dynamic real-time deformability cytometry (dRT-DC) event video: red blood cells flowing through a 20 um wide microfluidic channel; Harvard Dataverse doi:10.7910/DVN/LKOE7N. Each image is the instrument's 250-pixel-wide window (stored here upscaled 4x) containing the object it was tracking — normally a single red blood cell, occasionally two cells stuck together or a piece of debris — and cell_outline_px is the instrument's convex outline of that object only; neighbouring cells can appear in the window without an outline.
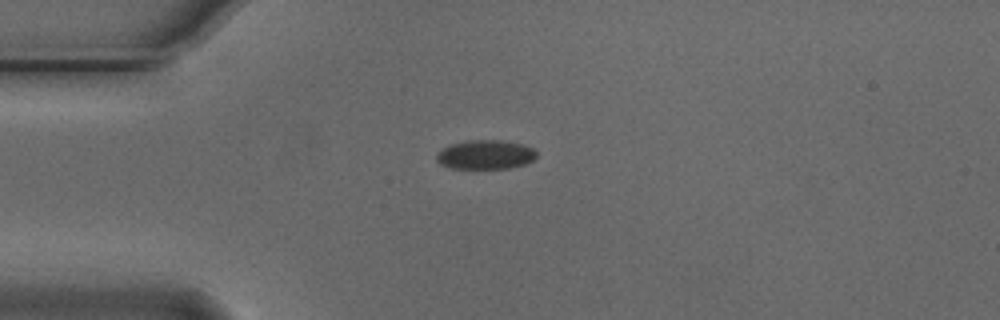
{"species": "Egyptian fruit bat (a non-hibernating species)", "species_latin": "Rousettus aegyptiacus", "temperature_condition": "cold", "stored_images_in_passage": 3, "camera_frame_rate_fps": 3000, "um_per_image_px": 0.085, "animal": {"sex": "male"}, "frame": {"image": 1, "passage_image": 1, "time_ms": 0.0, "image_size_px": [1000, 320], "cell_outline_px": [[536, 156], [532, 160], [524, 164], [508, 168], [452, 168], [440, 164], [436, 160], [436, 156], [448, 144], [468, 140], [500, 140], [524, 144], [532, 148], [536, 152]], "centroid_in_image_um": [41.25, 13.13], "position_along_channel_um": 43.7, "area_um2": 16.88}}
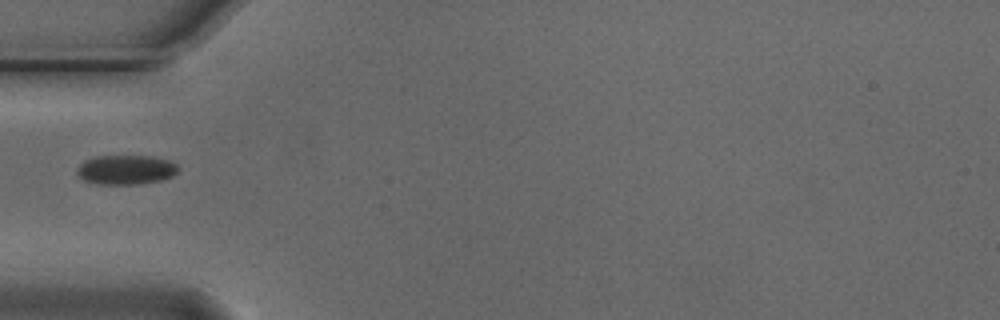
{"frame": {"image": 2, "passage_image": 2, "time_ms": 0.333, "image_size_px": [1000, 320], "cell_outline_px": [[180, 168], [172, 176], [160, 180], [140, 184], [96, 184], [84, 180], [76, 172], [76, 168], [84, 160], [96, 156], [152, 156], [172, 160]], "centroid_in_image_um": [10.71, 14.42], "position_along_channel_um": 74.3, "area_um2": 17.51}}
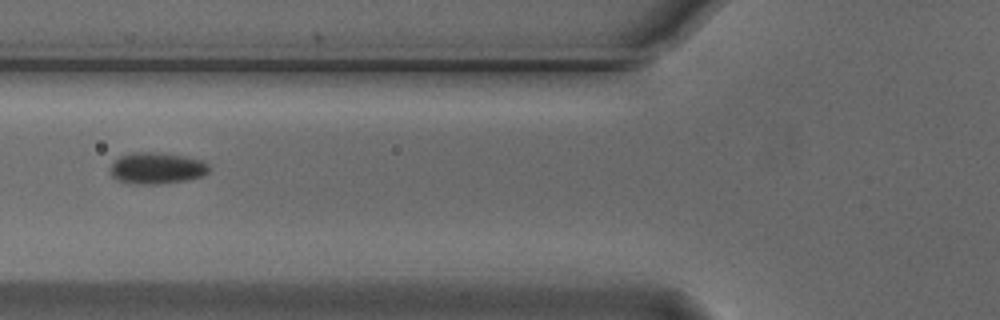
{"frame": {"image": 3, "passage_image": 3, "time_ms": 0.667, "image_size_px": [1000, 320], "cell_outline_px": [[212, 168], [204, 176], [188, 180], [156, 184], [136, 184], [116, 180], [108, 172], [112, 164], [120, 156], [132, 152], [152, 152], [184, 156], [204, 160]], "centroid_in_image_um": [13.35, 14.3], "position_along_channel_um": 112.5, "area_um2": 18.32}}